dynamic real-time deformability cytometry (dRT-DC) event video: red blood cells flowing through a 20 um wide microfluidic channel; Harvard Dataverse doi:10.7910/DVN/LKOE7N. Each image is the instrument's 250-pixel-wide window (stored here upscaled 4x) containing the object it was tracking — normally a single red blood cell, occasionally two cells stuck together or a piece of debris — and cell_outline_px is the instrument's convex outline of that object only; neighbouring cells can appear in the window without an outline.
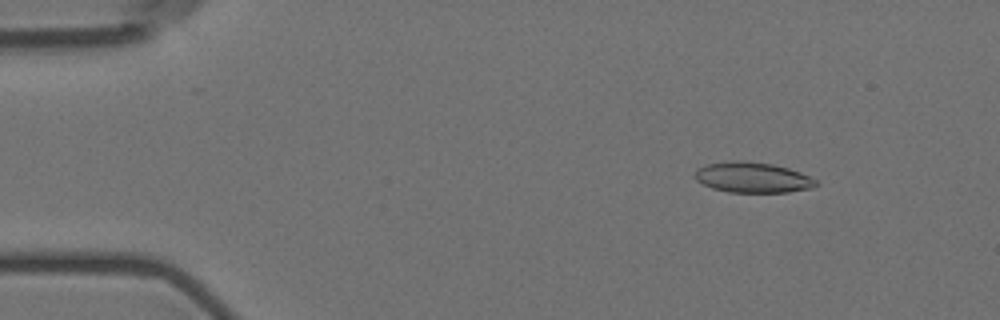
{"species": "Egyptian fruit bat (a non-hibernating species)", "species_latin": "Rousettus aegyptiacus", "temperature_condition": "room temperature", "stored_images_in_passage": 6, "camera_frame_rate_fps": 3000, "um_per_image_px": 0.085, "animal": {"sex": "female"}, "frame": {"image": 1, "passage_image": 2, "time_ms": 1.333, "image_size_px": [1000, 320], "cell_outline_px": [[820, 184], [812, 188], [788, 192], [728, 192], [712, 188], [696, 180], [696, 168], [708, 164], [772, 164], [788, 168], [800, 172], [816, 180]], "centroid_in_image_um": [64.05, 15.15], "position_along_channel_um": 21.0, "area_um2": 20.4}}
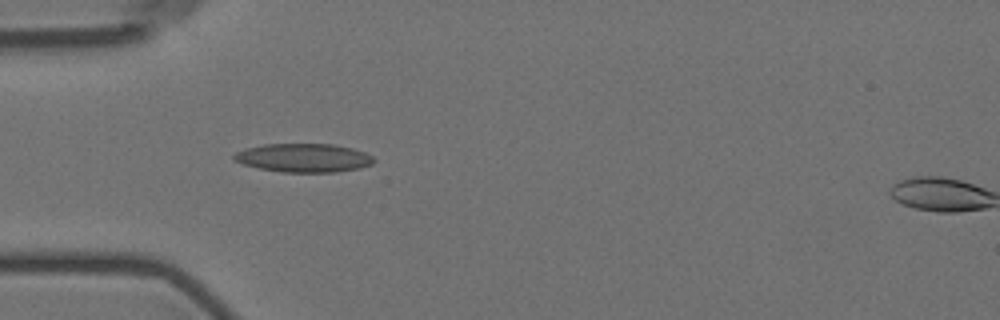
{"frame": {"image": 2, "passage_image": 5, "time_ms": 4.667, "image_size_px": [1000, 320], "cell_outline_px": [[376, 160], [372, 164], [360, 168], [336, 172], [280, 172], [260, 168], [244, 164], [232, 160], [232, 156], [236, 152], [244, 148], [264, 144], [332, 144], [352, 148], [364, 152], [372, 156]], "centroid_in_image_um": [25.8, 13.41], "position_along_channel_um": 59.2, "area_um2": 23.41}}